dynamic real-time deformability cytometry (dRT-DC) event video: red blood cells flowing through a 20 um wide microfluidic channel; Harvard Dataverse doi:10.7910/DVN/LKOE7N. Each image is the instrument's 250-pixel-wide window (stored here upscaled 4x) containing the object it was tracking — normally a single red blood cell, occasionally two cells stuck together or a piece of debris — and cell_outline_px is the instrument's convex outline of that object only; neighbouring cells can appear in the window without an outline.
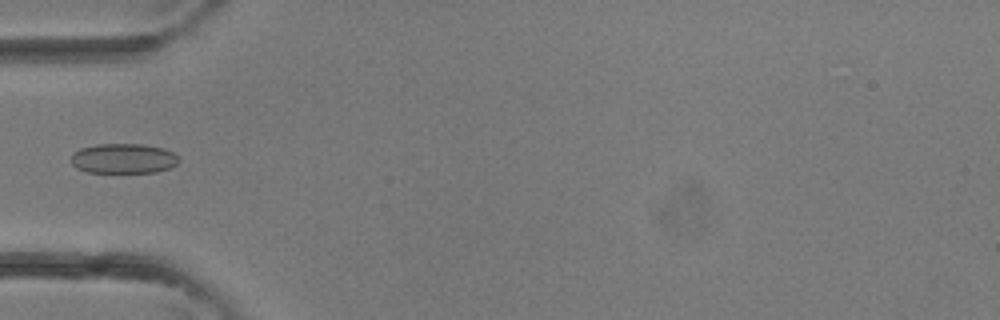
{"species": "common noctule bat (a hibernating species)", "species_latin": "Nyctalus noctula", "temperature_condition": "room temperature", "stored_images_in_passage": 3, "camera_frame_rate_fps": 3000, "um_per_image_px": 0.085, "animal": {"sex": "female"}, "frame": {"image": 1, "passage_image": 3, "time_ms": 0.667, "image_size_px": [1000, 320], "cell_outline_px": [[180, 160], [176, 164], [168, 168], [156, 172], [88, 172], [76, 168], [72, 164], [72, 152], [80, 148], [96, 144], [140, 144], [164, 148], [172, 152]], "centroid_in_image_um": [10.47, 13.46], "position_along_channel_um": 74.5, "area_um2": 18.73}}